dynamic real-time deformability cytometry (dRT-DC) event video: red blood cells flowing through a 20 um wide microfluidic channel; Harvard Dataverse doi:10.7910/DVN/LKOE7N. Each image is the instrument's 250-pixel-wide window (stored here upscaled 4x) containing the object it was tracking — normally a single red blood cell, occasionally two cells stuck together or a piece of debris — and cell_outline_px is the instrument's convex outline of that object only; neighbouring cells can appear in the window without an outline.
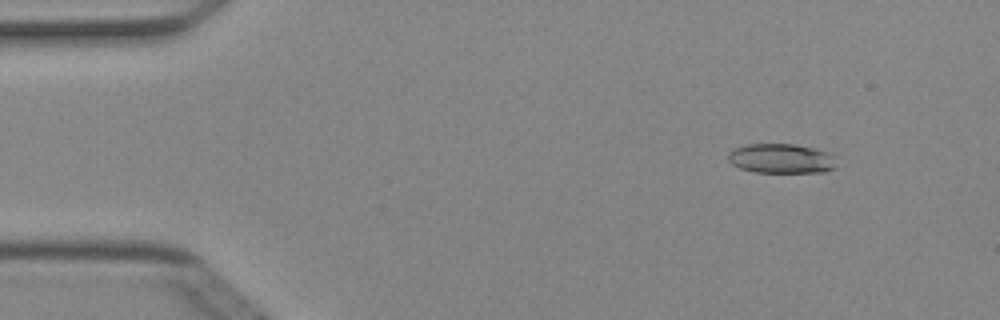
{"species": "Egyptian fruit bat (a non-hibernating species)", "species_latin": "Rousettus aegyptiacus", "temperature_condition": "cold", "stored_images_in_passage": 5, "camera_frame_rate_fps": 3000, "um_per_image_px": 0.085, "animal": {"sex": "female"}, "frame": {"image": 1, "passage_image": 2, "time_ms": 0.333, "image_size_px": [1000, 320], "cell_outline_px": [[836, 168], [824, 172], [756, 172], [740, 168], [732, 164], [728, 160], [728, 152], [736, 148], [748, 144], [796, 144], [828, 152], [832, 156]], "centroid_in_image_um": [66.39, 13.48], "position_along_channel_um": 18.6, "area_um2": 18.55}}
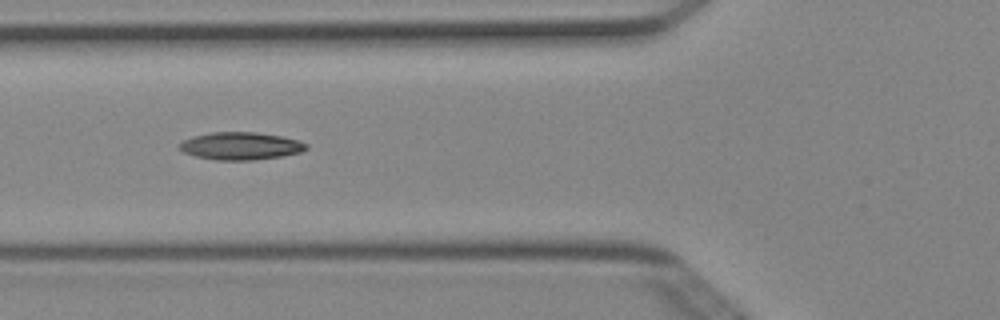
{"frame": {"image": 2, "passage_image": 5, "time_ms": 1.333, "image_size_px": [1000, 320], "cell_outline_px": [[308, 148], [300, 152], [284, 156], [252, 160], [216, 160], [196, 156], [184, 152], [176, 144], [192, 136], [212, 132], [256, 132], [280, 136], [300, 140], [308, 144]], "centroid_in_image_um": [20.46, 12.4], "position_along_channel_um": 105.3, "area_um2": 20.46}}